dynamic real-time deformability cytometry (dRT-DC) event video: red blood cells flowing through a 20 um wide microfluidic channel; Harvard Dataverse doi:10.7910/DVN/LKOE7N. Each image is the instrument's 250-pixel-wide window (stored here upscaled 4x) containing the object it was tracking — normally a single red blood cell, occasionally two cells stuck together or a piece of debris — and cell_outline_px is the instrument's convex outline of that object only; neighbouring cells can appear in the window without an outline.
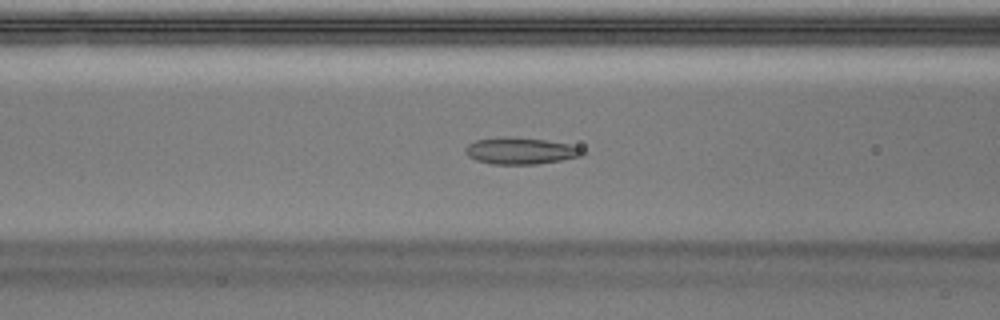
{"species": "Egyptian fruit bat (a non-hibernating species)", "species_latin": "Rousettus aegyptiacus", "temperature_condition": "warm", "stored_images_in_passage": 51, "camera_frame_rate_fps": 3000, "um_per_image_px": 0.085, "animal": {"sex": "male"}, "frame": {"image": 1, "passage_image": 21, "time_ms": 6.667, "image_size_px": [1000, 320], "cell_outline_px": [[588, 152], [584, 156], [536, 164], [492, 164], [476, 160], [468, 156], [464, 152], [464, 148], [468, 144], [476, 140], [508, 136], [544, 140], [568, 144], [580, 148]], "centroid_in_image_um": [44.25, 12.82], "position_along_channel_um": 122.4, "area_um2": 18.21}}
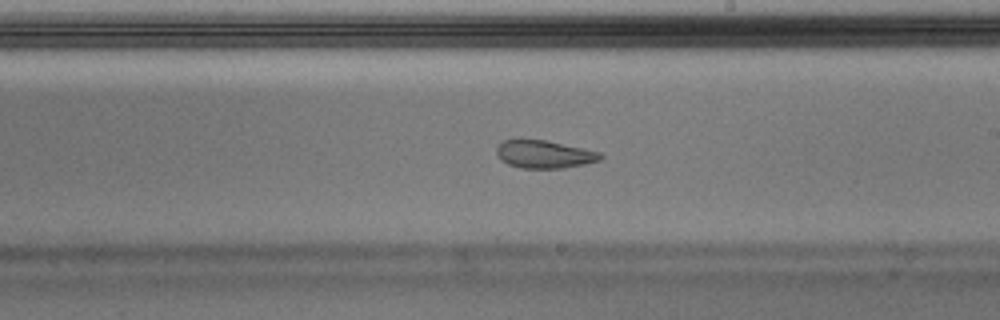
{"frame": {"image": 2, "passage_image": 30, "time_ms": 9.667, "image_size_px": [1000, 320], "cell_outline_px": [[604, 156], [600, 160], [584, 164], [564, 168], [520, 168], [508, 164], [500, 160], [496, 152], [496, 148], [504, 140], [520, 136], [548, 140], [584, 148], [600, 152]], "centroid_in_image_um": [46.22, 13.07], "position_along_channel_um": 242.8, "area_um2": 17.51}}
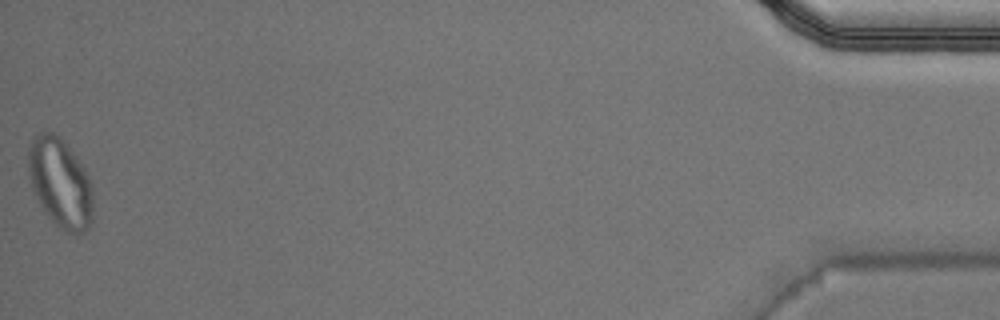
{"frame": {"image": 3, "passage_image": 51, "time_ms": 16.667, "image_size_px": [1000, 320], "cell_outline_px": [[92, 220], [88, 228], [84, 232], [68, 232], [60, 228], [48, 216], [40, 204], [32, 188], [28, 172], [28, 144], [32, 136], [36, 132], [52, 132], [68, 144], [84, 168], [92, 184]], "centroid_in_image_um": [5.1, 15.5], "position_along_channel_um": 430.1, "area_um2": 33.81}, "authors_computed_cell_mechanics": {"area_um2": 19.4786, "velocity_mm_per_s": 4.0172, "shape_relaxation_time_tau1_ms": null, "shape_relaxation_time_tau2_ms": 1.1344, "deformation_change_tau1": null, "deformation_change_tau2": 0.0702}}